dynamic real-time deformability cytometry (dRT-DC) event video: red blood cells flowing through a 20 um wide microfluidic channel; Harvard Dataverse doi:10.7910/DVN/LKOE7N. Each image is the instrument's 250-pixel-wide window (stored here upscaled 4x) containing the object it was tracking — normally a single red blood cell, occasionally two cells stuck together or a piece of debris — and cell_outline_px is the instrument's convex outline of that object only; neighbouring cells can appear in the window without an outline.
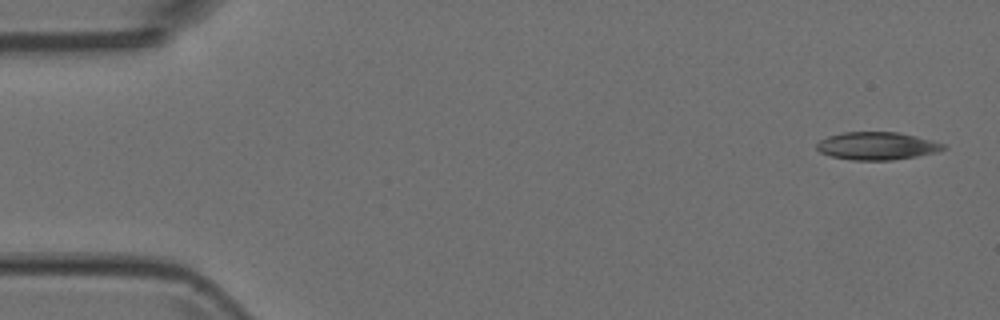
{"species": "Egyptian fruit bat (a non-hibernating species)", "species_latin": "Rousettus aegyptiacus", "temperature_condition": "room temperature", "stored_images_in_passage": 6, "camera_frame_rate_fps": 3000, "um_per_image_px": 0.085, "animal": {"sex": "female"}, "frame": {"image": 1, "passage_image": 1, "time_ms": 0.0, "image_size_px": [1000, 320], "cell_outline_px": [[948, 148], [936, 152], [916, 156], [892, 160], [852, 160], [832, 156], [820, 152], [816, 148], [816, 144], [820, 140], [828, 136], [844, 132], [900, 132], [948, 144]], "centroid_in_image_um": [74.58, 12.4], "position_along_channel_um": 10.4, "area_um2": 20.58}}
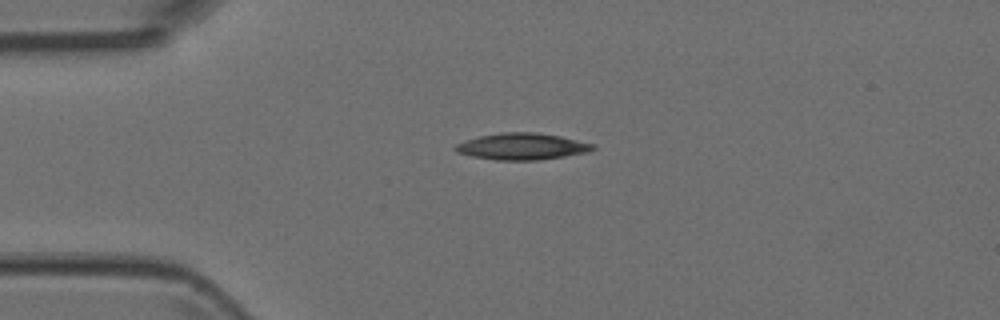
{"frame": {"image": 2, "passage_image": 4, "time_ms": 1.0, "image_size_px": [1000, 320], "cell_outline_px": [[596, 148], [588, 152], [564, 156], [536, 160], [496, 160], [472, 156], [456, 152], [452, 148], [456, 144], [480, 136], [500, 132], [536, 132], [560, 136], [596, 144]], "centroid_in_image_um": [44.39, 12.44], "position_along_channel_um": 40.6, "area_um2": 21.27}}
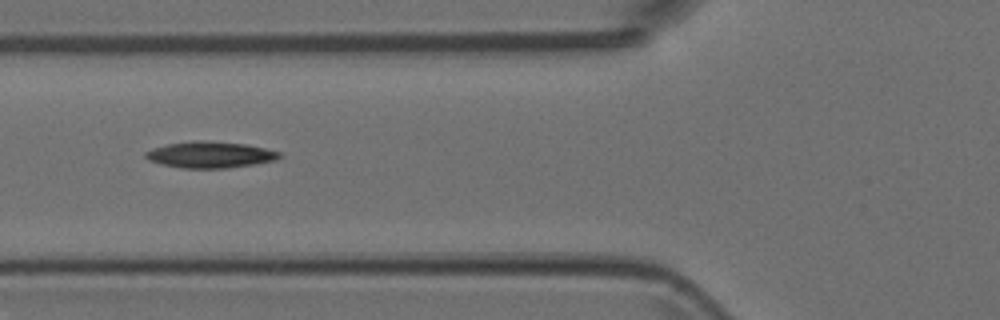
{"frame": {"image": 3, "passage_image": 6, "time_ms": 1.667, "image_size_px": [1000, 320], "cell_outline_px": [[280, 156], [272, 160], [252, 164], [224, 168], [180, 168], [160, 164], [148, 160], [144, 156], [144, 152], [152, 148], [168, 144], [192, 140], [204, 140], [244, 144], [264, 148], [280, 152]], "centroid_in_image_um": [17.76, 13.14], "position_along_channel_um": 108.0, "area_um2": 20.35}}